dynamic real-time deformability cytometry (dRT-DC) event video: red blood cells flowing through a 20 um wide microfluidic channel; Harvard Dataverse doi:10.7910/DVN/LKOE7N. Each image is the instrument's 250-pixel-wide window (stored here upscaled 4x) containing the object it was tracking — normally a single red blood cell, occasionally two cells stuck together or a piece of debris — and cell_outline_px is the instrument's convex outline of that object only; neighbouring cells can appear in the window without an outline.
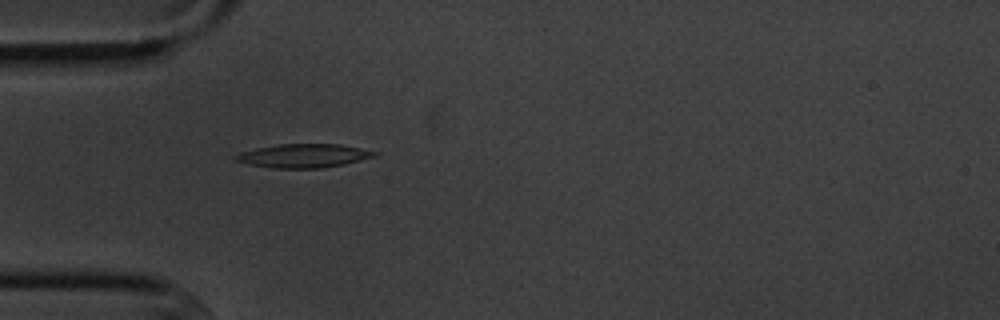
{"species": "common noctule bat (a hibernating species)", "species_latin": "Nyctalus noctula", "temperature_condition": "cold", "stored_images_in_passage": 5, "camera_frame_rate_fps": 3000, "um_per_image_px": 0.085, "animal": {"sex": "male", "body_mass_g": 20.1, "forearm_length_mm": 53.5}, "frame": {"image": 1, "passage_image": 5, "time_ms": 4.667, "image_size_px": [1000, 320], "cell_outline_px": [[380, 152], [376, 156], [344, 164], [320, 168], [272, 168], [248, 164], [232, 160], [232, 156], [240, 152], [256, 148], [280, 144], [340, 144]], "centroid_in_image_um": [25.77, 13.24], "position_along_channel_um": 59.2, "area_um2": 19.25}}